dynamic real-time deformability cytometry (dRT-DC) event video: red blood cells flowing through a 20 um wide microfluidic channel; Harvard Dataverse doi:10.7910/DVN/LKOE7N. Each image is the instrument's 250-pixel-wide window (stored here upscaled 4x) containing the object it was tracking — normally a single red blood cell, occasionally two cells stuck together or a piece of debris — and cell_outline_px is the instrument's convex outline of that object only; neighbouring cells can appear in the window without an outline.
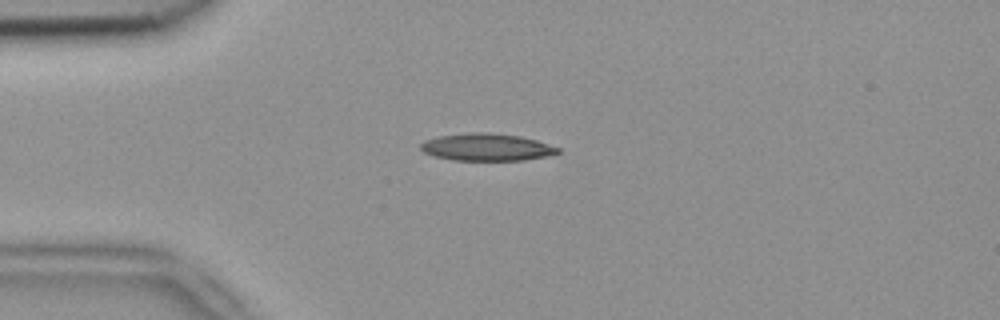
{"species": "common noctule bat (a hibernating species)", "species_latin": "Nyctalus noctula", "temperature_condition": "room temperature", "stored_images_in_passage": 4, "camera_frame_rate_fps": 3000, "um_per_image_px": 0.085, "animal": {"sex": "female", "body_mass_g": 18.4}, "frame": {"image": 1, "passage_image": 2, "time_ms": 0.333, "image_size_px": [1000, 320], "cell_outline_px": [[560, 152], [544, 156], [524, 160], [452, 160], [432, 156], [424, 152], [420, 148], [420, 144], [424, 140], [440, 136], [472, 132], [488, 132], [520, 136], [536, 140], [560, 148]], "centroid_in_image_um": [41.33, 12.51], "position_along_channel_um": 43.7, "area_um2": 21.73}}
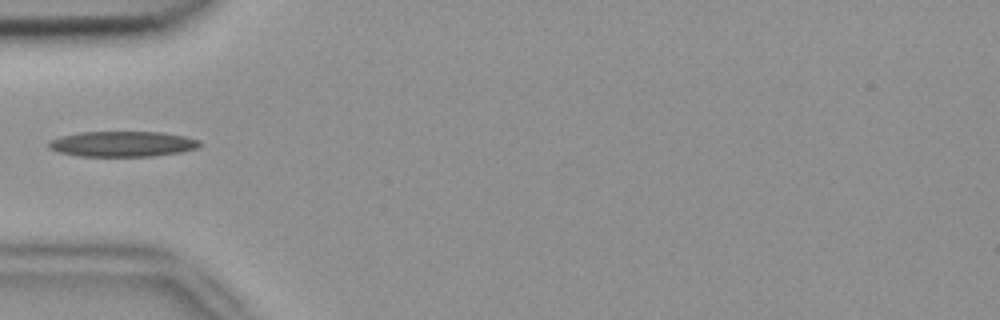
{"frame": {"image": 2, "passage_image": 3, "time_ms": 0.667, "image_size_px": [1000, 320], "cell_outline_px": [[200, 144], [196, 148], [180, 152], [152, 156], [80, 156], [60, 152], [48, 148], [48, 144], [52, 140], [60, 136], [80, 132], [160, 132], [184, 136], [200, 140]], "centroid_in_image_um": [10.4, 12.23], "position_along_channel_um": 74.6, "area_um2": 22.2}}